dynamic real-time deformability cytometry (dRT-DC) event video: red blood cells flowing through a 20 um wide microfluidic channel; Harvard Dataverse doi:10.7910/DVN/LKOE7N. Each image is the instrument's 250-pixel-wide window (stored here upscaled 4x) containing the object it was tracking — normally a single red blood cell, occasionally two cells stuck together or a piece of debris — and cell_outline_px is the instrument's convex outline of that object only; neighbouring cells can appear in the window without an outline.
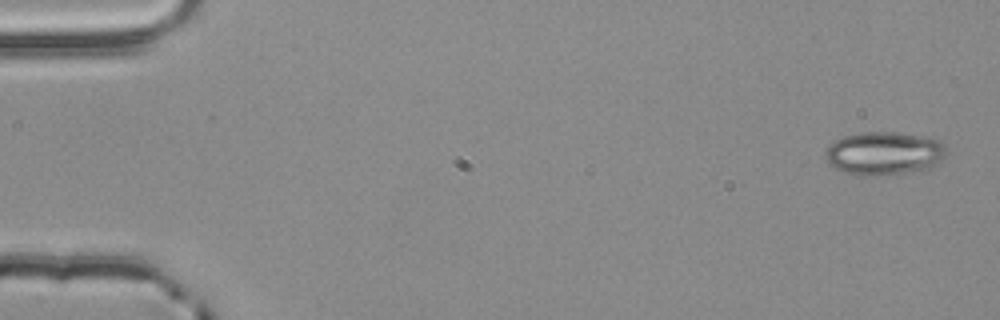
{"species": "common noctule bat (a hibernating species)", "species_latin": "Nyctalus noctula", "temperature_condition": "room temperature", "stored_images_in_passage": 5, "camera_frame_rate_fps": 3000, "um_per_image_px": 0.085, "animal": {"sex": "male", "body_mass_g": 20.4}, "frame": {"image": 1, "passage_image": 1, "time_ms": 0.0, "image_size_px": [1000, 320], "cell_outline_px": [[948, 152], [932, 168], [920, 172], [876, 176], [868, 176], [844, 172], [828, 164], [824, 156], [828, 148], [836, 140], [844, 136], [864, 132], [892, 132], [920, 136], [936, 140], [944, 144], [948, 148]], "centroid_in_image_um": [75.18, 13.06], "position_along_channel_um": 9.8, "area_um2": 30.69}}
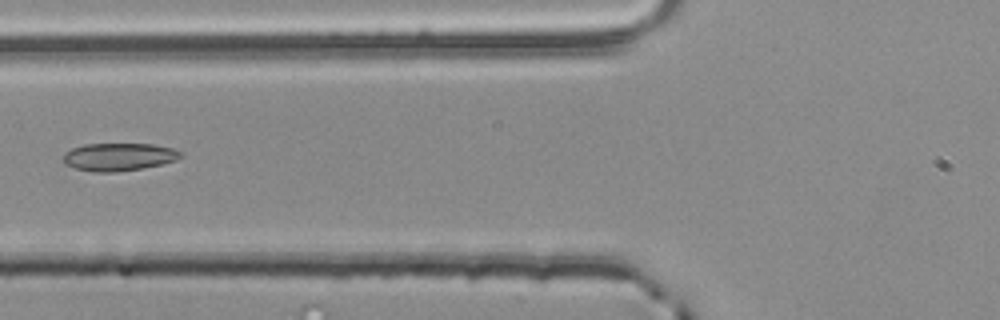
{"frame": {"image": 2, "passage_image": 5, "time_ms": 1.333, "image_size_px": [1000, 320], "cell_outline_px": [[184, 156], [176, 160], [160, 164], [140, 168], [112, 172], [96, 172], [76, 168], [64, 164], [64, 156], [72, 148], [84, 144], [152, 144], [172, 148], [184, 152]], "centroid_in_image_um": [10.14, 13.32], "position_along_channel_um": 115.7, "area_um2": 18.79}}